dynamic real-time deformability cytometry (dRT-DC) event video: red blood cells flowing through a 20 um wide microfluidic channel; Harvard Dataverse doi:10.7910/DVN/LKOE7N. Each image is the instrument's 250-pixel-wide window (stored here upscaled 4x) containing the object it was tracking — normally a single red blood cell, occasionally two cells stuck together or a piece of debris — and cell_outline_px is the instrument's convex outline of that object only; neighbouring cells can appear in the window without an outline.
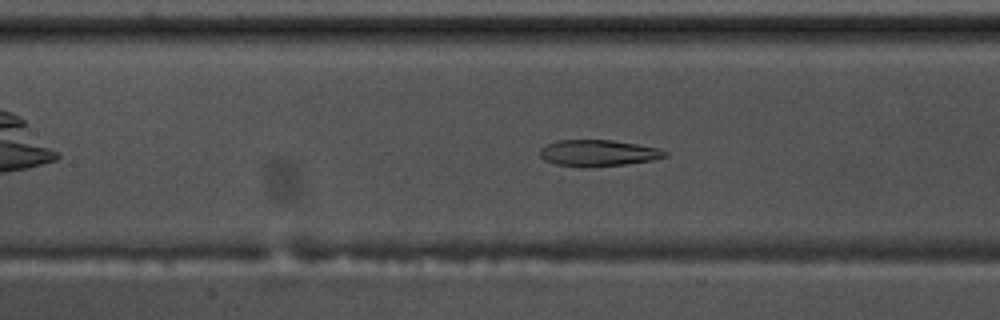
{"species": "common noctule bat (a hibernating species)", "species_latin": "Nyctalus noctula", "temperature_condition": "warm", "stored_images_in_passage": 47, "segment_of_instrument_passage": [1, 2], "camera_frame_rate_fps": 3000, "um_per_image_px": 0.085, "animal": {"sex": "male", "body_mass_g": 17.5, "forearm_length_mm": 52.3}, "frame": {"image": 1, "passage_image": 16, "time_ms": 5.0, "image_size_px": [1000, 320], "cell_outline_px": [[668, 156], [652, 160], [628, 164], [584, 168], [580, 168], [556, 164], [544, 160], [540, 156], [540, 148], [556, 140], [612, 140], [660, 148], [668, 152]], "centroid_in_image_um": [50.85, 13.02], "position_along_channel_um": 156.6, "area_um2": 19.48}}
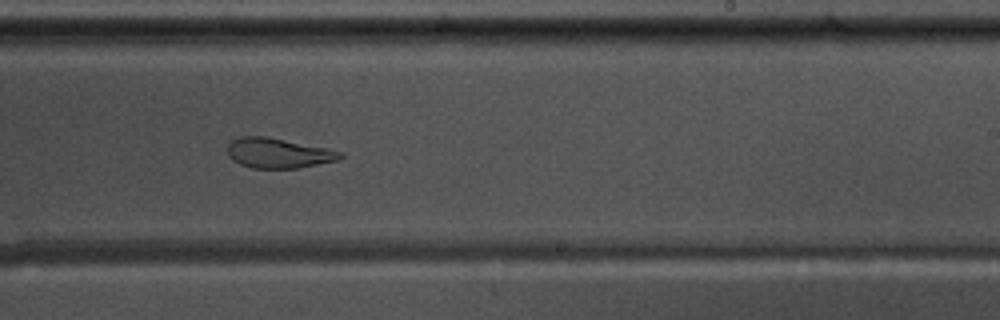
{"frame": {"image": 2, "passage_image": 25, "time_ms": 8.0, "image_size_px": [1000, 320], "cell_outline_px": [[344, 156], [340, 160], [296, 168], [252, 168], [240, 164], [232, 160], [228, 156], [228, 144], [232, 140], [240, 136], [264, 136], [324, 148], [340, 152]], "centroid_in_image_um": [23.61, 13.02], "position_along_channel_um": 265.4, "area_um2": 19.42}}
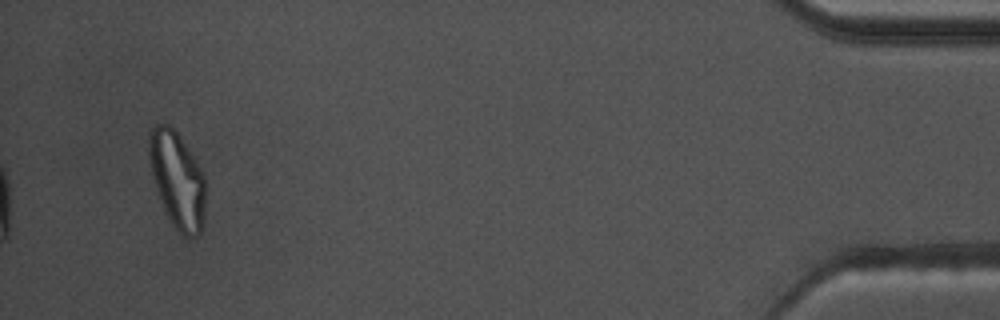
{"frame": {"image": 3, "passage_image": 44, "time_ms": 14.333, "image_size_px": [1000, 320], "cell_outline_px": [[208, 184], [200, 232], [196, 236], [188, 240], [172, 224], [164, 208], [156, 188], [148, 156], [148, 132], [156, 124], [168, 124], [176, 132], [196, 160], [204, 172]], "centroid_in_image_um": [15.09, 15.28], "position_along_channel_um": 420.1, "area_um2": 31.85}}